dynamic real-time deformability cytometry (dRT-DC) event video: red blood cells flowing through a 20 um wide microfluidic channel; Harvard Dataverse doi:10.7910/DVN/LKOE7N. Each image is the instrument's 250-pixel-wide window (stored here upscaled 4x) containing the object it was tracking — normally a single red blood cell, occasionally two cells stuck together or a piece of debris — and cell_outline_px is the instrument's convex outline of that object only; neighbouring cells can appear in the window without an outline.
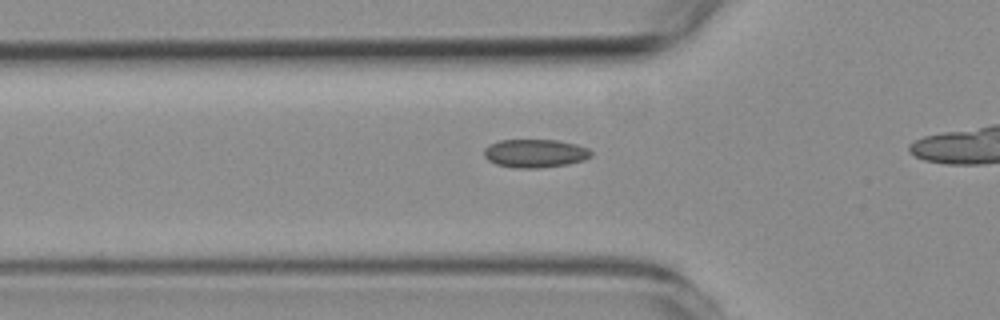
{"species": "common noctule bat (a hibernating species)", "species_latin": "Nyctalus noctula", "temperature_condition": "room temperature", "stored_images_in_passage": 10, "camera_frame_rate_fps": 3000, "um_per_image_px": 0.085, "animal": {"sex": "female", "body_mass_g": 19.3, "forearm_length_mm": 54.1}, "frame": {"image": 1, "passage_image": 4, "time_ms": 1.0, "image_size_px": [1000, 320], "cell_outline_px": [[592, 156], [584, 160], [568, 164], [540, 168], [516, 168], [496, 164], [488, 160], [484, 156], [484, 148], [488, 144], [500, 140], [560, 140], [576, 144], [588, 148], [592, 152]], "centroid_in_image_um": [45.48, 13.03], "position_along_channel_um": 80.3, "area_um2": 17.86}}
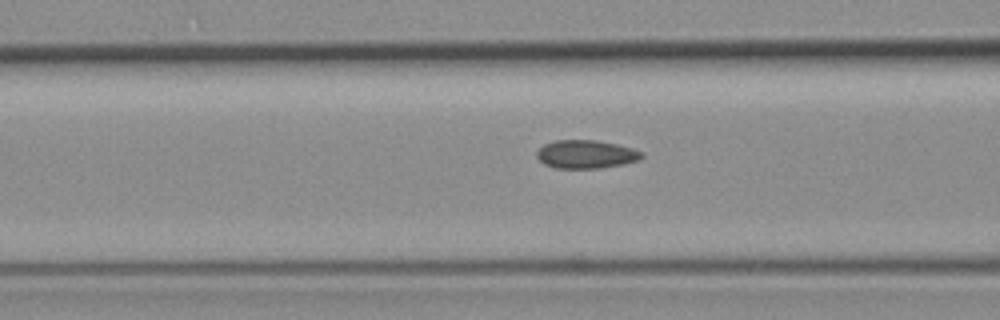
{"frame": {"image": 2, "passage_image": 7, "time_ms": 2.0, "image_size_px": [1000, 320], "cell_outline_px": [[644, 156], [640, 160], [624, 164], [600, 168], [556, 168], [544, 164], [536, 156], [536, 152], [544, 144], [556, 140], [596, 140], [616, 144], [632, 148], [644, 152]], "centroid_in_image_um": [49.84, 13.11], "position_along_channel_um": 116.8, "area_um2": 17.4}}